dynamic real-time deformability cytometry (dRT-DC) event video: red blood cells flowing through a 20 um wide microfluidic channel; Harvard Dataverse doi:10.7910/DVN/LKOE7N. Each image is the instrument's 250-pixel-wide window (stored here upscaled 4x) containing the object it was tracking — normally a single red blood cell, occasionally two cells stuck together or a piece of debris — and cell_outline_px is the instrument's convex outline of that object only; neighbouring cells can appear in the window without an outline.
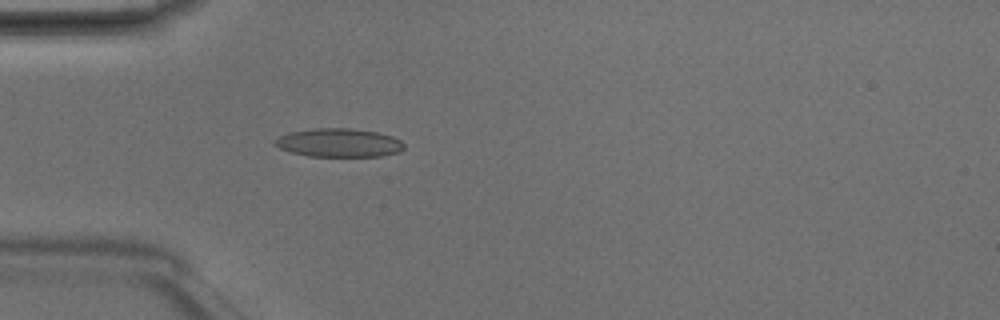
{"species": "Egyptian fruit bat (a non-hibernating species)", "species_latin": "Rousettus aegyptiacus", "temperature_condition": "room temperature", "stored_images_in_passage": 3, "camera_frame_rate_fps": 3000, "um_per_image_px": 0.085, "animal": {"sex": "male"}, "frame": {"image": 1, "passage_image": 3, "time_ms": 0.667, "image_size_px": [1000, 320], "cell_outline_px": [[404, 148], [400, 152], [384, 156], [308, 156], [292, 152], [280, 148], [272, 140], [288, 132], [312, 128], [352, 128], [376, 132], [392, 136], [400, 140], [404, 144]], "centroid_in_image_um": [28.82, 12.13], "position_along_channel_um": 56.2, "area_um2": 21.56}}